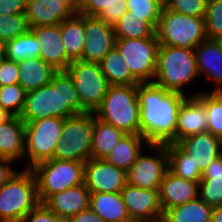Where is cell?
Returning a JSON list of instances; mask_svg holds the SVG:
<instances>
[{
	"instance_id": "cell-22",
	"label": "cell",
	"mask_w": 222,
	"mask_h": 222,
	"mask_svg": "<svg viewBox=\"0 0 222 222\" xmlns=\"http://www.w3.org/2000/svg\"><path fill=\"white\" fill-rule=\"evenodd\" d=\"M90 191L85 184L50 195L43 203L58 217H72L90 207Z\"/></svg>"
},
{
	"instance_id": "cell-33",
	"label": "cell",
	"mask_w": 222,
	"mask_h": 222,
	"mask_svg": "<svg viewBox=\"0 0 222 222\" xmlns=\"http://www.w3.org/2000/svg\"><path fill=\"white\" fill-rule=\"evenodd\" d=\"M155 31L144 17L132 16L129 12L114 25L116 39L157 38Z\"/></svg>"
},
{
	"instance_id": "cell-40",
	"label": "cell",
	"mask_w": 222,
	"mask_h": 222,
	"mask_svg": "<svg viewBox=\"0 0 222 222\" xmlns=\"http://www.w3.org/2000/svg\"><path fill=\"white\" fill-rule=\"evenodd\" d=\"M198 196L212 208L222 205V177L201 179Z\"/></svg>"
},
{
	"instance_id": "cell-27",
	"label": "cell",
	"mask_w": 222,
	"mask_h": 222,
	"mask_svg": "<svg viewBox=\"0 0 222 222\" xmlns=\"http://www.w3.org/2000/svg\"><path fill=\"white\" fill-rule=\"evenodd\" d=\"M60 30L67 57L71 61L80 60L86 40L84 15L74 13L60 23Z\"/></svg>"
},
{
	"instance_id": "cell-51",
	"label": "cell",
	"mask_w": 222,
	"mask_h": 222,
	"mask_svg": "<svg viewBox=\"0 0 222 222\" xmlns=\"http://www.w3.org/2000/svg\"><path fill=\"white\" fill-rule=\"evenodd\" d=\"M5 58L4 42L0 41V62Z\"/></svg>"
},
{
	"instance_id": "cell-35",
	"label": "cell",
	"mask_w": 222,
	"mask_h": 222,
	"mask_svg": "<svg viewBox=\"0 0 222 222\" xmlns=\"http://www.w3.org/2000/svg\"><path fill=\"white\" fill-rule=\"evenodd\" d=\"M4 49L5 58L15 62L40 57V47L31 31L5 42Z\"/></svg>"
},
{
	"instance_id": "cell-14",
	"label": "cell",
	"mask_w": 222,
	"mask_h": 222,
	"mask_svg": "<svg viewBox=\"0 0 222 222\" xmlns=\"http://www.w3.org/2000/svg\"><path fill=\"white\" fill-rule=\"evenodd\" d=\"M120 194L133 222H161L163 211L158 189H144L127 183Z\"/></svg>"
},
{
	"instance_id": "cell-46",
	"label": "cell",
	"mask_w": 222,
	"mask_h": 222,
	"mask_svg": "<svg viewBox=\"0 0 222 222\" xmlns=\"http://www.w3.org/2000/svg\"><path fill=\"white\" fill-rule=\"evenodd\" d=\"M212 177H222V154L210 163L202 173L201 179H211Z\"/></svg>"
},
{
	"instance_id": "cell-42",
	"label": "cell",
	"mask_w": 222,
	"mask_h": 222,
	"mask_svg": "<svg viewBox=\"0 0 222 222\" xmlns=\"http://www.w3.org/2000/svg\"><path fill=\"white\" fill-rule=\"evenodd\" d=\"M19 84L18 62L4 58L0 62V87Z\"/></svg>"
},
{
	"instance_id": "cell-32",
	"label": "cell",
	"mask_w": 222,
	"mask_h": 222,
	"mask_svg": "<svg viewBox=\"0 0 222 222\" xmlns=\"http://www.w3.org/2000/svg\"><path fill=\"white\" fill-rule=\"evenodd\" d=\"M168 152V168L177 177L192 182H199L202 173L197 168L193 153L183 152L175 143L165 144Z\"/></svg>"
},
{
	"instance_id": "cell-16",
	"label": "cell",
	"mask_w": 222,
	"mask_h": 222,
	"mask_svg": "<svg viewBox=\"0 0 222 222\" xmlns=\"http://www.w3.org/2000/svg\"><path fill=\"white\" fill-rule=\"evenodd\" d=\"M40 47V58L55 70H67L71 60L67 57L61 37L60 24L30 28Z\"/></svg>"
},
{
	"instance_id": "cell-50",
	"label": "cell",
	"mask_w": 222,
	"mask_h": 222,
	"mask_svg": "<svg viewBox=\"0 0 222 222\" xmlns=\"http://www.w3.org/2000/svg\"><path fill=\"white\" fill-rule=\"evenodd\" d=\"M12 117L13 115H11L7 110H4L0 107V124L7 122Z\"/></svg>"
},
{
	"instance_id": "cell-45",
	"label": "cell",
	"mask_w": 222,
	"mask_h": 222,
	"mask_svg": "<svg viewBox=\"0 0 222 222\" xmlns=\"http://www.w3.org/2000/svg\"><path fill=\"white\" fill-rule=\"evenodd\" d=\"M14 161L0 157V188L18 171Z\"/></svg>"
},
{
	"instance_id": "cell-31",
	"label": "cell",
	"mask_w": 222,
	"mask_h": 222,
	"mask_svg": "<svg viewBox=\"0 0 222 222\" xmlns=\"http://www.w3.org/2000/svg\"><path fill=\"white\" fill-rule=\"evenodd\" d=\"M100 66L109 85H138L140 83L131 74L116 46L102 59Z\"/></svg>"
},
{
	"instance_id": "cell-9",
	"label": "cell",
	"mask_w": 222,
	"mask_h": 222,
	"mask_svg": "<svg viewBox=\"0 0 222 222\" xmlns=\"http://www.w3.org/2000/svg\"><path fill=\"white\" fill-rule=\"evenodd\" d=\"M64 120L59 117H48L37 121L24 122V169H31L40 162L53 159L56 145L61 138Z\"/></svg>"
},
{
	"instance_id": "cell-43",
	"label": "cell",
	"mask_w": 222,
	"mask_h": 222,
	"mask_svg": "<svg viewBox=\"0 0 222 222\" xmlns=\"http://www.w3.org/2000/svg\"><path fill=\"white\" fill-rule=\"evenodd\" d=\"M56 217L44 203H39L20 222H53Z\"/></svg>"
},
{
	"instance_id": "cell-36",
	"label": "cell",
	"mask_w": 222,
	"mask_h": 222,
	"mask_svg": "<svg viewBox=\"0 0 222 222\" xmlns=\"http://www.w3.org/2000/svg\"><path fill=\"white\" fill-rule=\"evenodd\" d=\"M30 31L25 13L0 15V41L7 42Z\"/></svg>"
},
{
	"instance_id": "cell-38",
	"label": "cell",
	"mask_w": 222,
	"mask_h": 222,
	"mask_svg": "<svg viewBox=\"0 0 222 222\" xmlns=\"http://www.w3.org/2000/svg\"><path fill=\"white\" fill-rule=\"evenodd\" d=\"M127 12L132 16L144 17L155 30L157 28L159 18L163 7L154 0H126Z\"/></svg>"
},
{
	"instance_id": "cell-18",
	"label": "cell",
	"mask_w": 222,
	"mask_h": 222,
	"mask_svg": "<svg viewBox=\"0 0 222 222\" xmlns=\"http://www.w3.org/2000/svg\"><path fill=\"white\" fill-rule=\"evenodd\" d=\"M199 182L177 177L167 171L159 185V201L163 213L172 207L185 204L198 197Z\"/></svg>"
},
{
	"instance_id": "cell-21",
	"label": "cell",
	"mask_w": 222,
	"mask_h": 222,
	"mask_svg": "<svg viewBox=\"0 0 222 222\" xmlns=\"http://www.w3.org/2000/svg\"><path fill=\"white\" fill-rule=\"evenodd\" d=\"M74 13L60 0H27L25 9L30 28L60 24Z\"/></svg>"
},
{
	"instance_id": "cell-19",
	"label": "cell",
	"mask_w": 222,
	"mask_h": 222,
	"mask_svg": "<svg viewBox=\"0 0 222 222\" xmlns=\"http://www.w3.org/2000/svg\"><path fill=\"white\" fill-rule=\"evenodd\" d=\"M176 145L185 153H193L201 173L222 154V139L205 131L179 140Z\"/></svg>"
},
{
	"instance_id": "cell-17",
	"label": "cell",
	"mask_w": 222,
	"mask_h": 222,
	"mask_svg": "<svg viewBox=\"0 0 222 222\" xmlns=\"http://www.w3.org/2000/svg\"><path fill=\"white\" fill-rule=\"evenodd\" d=\"M199 77L214 84L210 92H222V40L205 39L194 48Z\"/></svg>"
},
{
	"instance_id": "cell-10",
	"label": "cell",
	"mask_w": 222,
	"mask_h": 222,
	"mask_svg": "<svg viewBox=\"0 0 222 222\" xmlns=\"http://www.w3.org/2000/svg\"><path fill=\"white\" fill-rule=\"evenodd\" d=\"M67 71L72 76L81 106L87 112H95L109 87L100 63L76 60L71 62Z\"/></svg>"
},
{
	"instance_id": "cell-6",
	"label": "cell",
	"mask_w": 222,
	"mask_h": 222,
	"mask_svg": "<svg viewBox=\"0 0 222 222\" xmlns=\"http://www.w3.org/2000/svg\"><path fill=\"white\" fill-rule=\"evenodd\" d=\"M160 45L194 49L207 39L204 17H193L163 8L156 28Z\"/></svg>"
},
{
	"instance_id": "cell-49",
	"label": "cell",
	"mask_w": 222,
	"mask_h": 222,
	"mask_svg": "<svg viewBox=\"0 0 222 222\" xmlns=\"http://www.w3.org/2000/svg\"><path fill=\"white\" fill-rule=\"evenodd\" d=\"M69 6L75 13H79L82 0H60Z\"/></svg>"
},
{
	"instance_id": "cell-15",
	"label": "cell",
	"mask_w": 222,
	"mask_h": 222,
	"mask_svg": "<svg viewBox=\"0 0 222 222\" xmlns=\"http://www.w3.org/2000/svg\"><path fill=\"white\" fill-rule=\"evenodd\" d=\"M85 44L81 61L100 63L116 46L114 27L97 16L84 15Z\"/></svg>"
},
{
	"instance_id": "cell-24",
	"label": "cell",
	"mask_w": 222,
	"mask_h": 222,
	"mask_svg": "<svg viewBox=\"0 0 222 222\" xmlns=\"http://www.w3.org/2000/svg\"><path fill=\"white\" fill-rule=\"evenodd\" d=\"M18 68L19 85L26 92L49 84L54 73L57 71L40 57L19 61Z\"/></svg>"
},
{
	"instance_id": "cell-30",
	"label": "cell",
	"mask_w": 222,
	"mask_h": 222,
	"mask_svg": "<svg viewBox=\"0 0 222 222\" xmlns=\"http://www.w3.org/2000/svg\"><path fill=\"white\" fill-rule=\"evenodd\" d=\"M125 13L126 0H82L79 9V14L97 16L113 27Z\"/></svg>"
},
{
	"instance_id": "cell-12",
	"label": "cell",
	"mask_w": 222,
	"mask_h": 222,
	"mask_svg": "<svg viewBox=\"0 0 222 222\" xmlns=\"http://www.w3.org/2000/svg\"><path fill=\"white\" fill-rule=\"evenodd\" d=\"M146 149L150 154H144V149L138 155L133 166L127 171V183L144 189H158L169 170L167 147L165 144H149Z\"/></svg>"
},
{
	"instance_id": "cell-41",
	"label": "cell",
	"mask_w": 222,
	"mask_h": 222,
	"mask_svg": "<svg viewBox=\"0 0 222 222\" xmlns=\"http://www.w3.org/2000/svg\"><path fill=\"white\" fill-rule=\"evenodd\" d=\"M207 0H170L167 8L174 12L193 17H204Z\"/></svg>"
},
{
	"instance_id": "cell-11",
	"label": "cell",
	"mask_w": 222,
	"mask_h": 222,
	"mask_svg": "<svg viewBox=\"0 0 222 222\" xmlns=\"http://www.w3.org/2000/svg\"><path fill=\"white\" fill-rule=\"evenodd\" d=\"M157 38L116 39V47L140 83H152L157 67Z\"/></svg>"
},
{
	"instance_id": "cell-39",
	"label": "cell",
	"mask_w": 222,
	"mask_h": 222,
	"mask_svg": "<svg viewBox=\"0 0 222 222\" xmlns=\"http://www.w3.org/2000/svg\"><path fill=\"white\" fill-rule=\"evenodd\" d=\"M204 22L207 37L222 40V0H207Z\"/></svg>"
},
{
	"instance_id": "cell-5",
	"label": "cell",
	"mask_w": 222,
	"mask_h": 222,
	"mask_svg": "<svg viewBox=\"0 0 222 222\" xmlns=\"http://www.w3.org/2000/svg\"><path fill=\"white\" fill-rule=\"evenodd\" d=\"M39 203L34 172L19 169L0 188V222H20Z\"/></svg>"
},
{
	"instance_id": "cell-34",
	"label": "cell",
	"mask_w": 222,
	"mask_h": 222,
	"mask_svg": "<svg viewBox=\"0 0 222 222\" xmlns=\"http://www.w3.org/2000/svg\"><path fill=\"white\" fill-rule=\"evenodd\" d=\"M195 91L196 96L207 111V131L222 139V92Z\"/></svg>"
},
{
	"instance_id": "cell-23",
	"label": "cell",
	"mask_w": 222,
	"mask_h": 222,
	"mask_svg": "<svg viewBox=\"0 0 222 222\" xmlns=\"http://www.w3.org/2000/svg\"><path fill=\"white\" fill-rule=\"evenodd\" d=\"M0 157L25 161V123L19 116H13L0 124Z\"/></svg>"
},
{
	"instance_id": "cell-4",
	"label": "cell",
	"mask_w": 222,
	"mask_h": 222,
	"mask_svg": "<svg viewBox=\"0 0 222 222\" xmlns=\"http://www.w3.org/2000/svg\"><path fill=\"white\" fill-rule=\"evenodd\" d=\"M138 85H109L94 115L125 134H140Z\"/></svg>"
},
{
	"instance_id": "cell-7",
	"label": "cell",
	"mask_w": 222,
	"mask_h": 222,
	"mask_svg": "<svg viewBox=\"0 0 222 222\" xmlns=\"http://www.w3.org/2000/svg\"><path fill=\"white\" fill-rule=\"evenodd\" d=\"M84 164L72 160L50 159L32 167L40 203L50 195L83 184Z\"/></svg>"
},
{
	"instance_id": "cell-3",
	"label": "cell",
	"mask_w": 222,
	"mask_h": 222,
	"mask_svg": "<svg viewBox=\"0 0 222 222\" xmlns=\"http://www.w3.org/2000/svg\"><path fill=\"white\" fill-rule=\"evenodd\" d=\"M199 78L194 49L159 45L154 84L168 91L192 96L184 89L188 90Z\"/></svg>"
},
{
	"instance_id": "cell-1",
	"label": "cell",
	"mask_w": 222,
	"mask_h": 222,
	"mask_svg": "<svg viewBox=\"0 0 222 222\" xmlns=\"http://www.w3.org/2000/svg\"><path fill=\"white\" fill-rule=\"evenodd\" d=\"M140 135L149 144L175 143L178 111L188 95L152 83L138 84Z\"/></svg>"
},
{
	"instance_id": "cell-20",
	"label": "cell",
	"mask_w": 222,
	"mask_h": 222,
	"mask_svg": "<svg viewBox=\"0 0 222 222\" xmlns=\"http://www.w3.org/2000/svg\"><path fill=\"white\" fill-rule=\"evenodd\" d=\"M207 111L196 96H188L178 111L175 144L188 136L207 131Z\"/></svg>"
},
{
	"instance_id": "cell-26",
	"label": "cell",
	"mask_w": 222,
	"mask_h": 222,
	"mask_svg": "<svg viewBox=\"0 0 222 222\" xmlns=\"http://www.w3.org/2000/svg\"><path fill=\"white\" fill-rule=\"evenodd\" d=\"M148 145L149 143L140 134H126L113 147L105 160L127 172Z\"/></svg>"
},
{
	"instance_id": "cell-25",
	"label": "cell",
	"mask_w": 222,
	"mask_h": 222,
	"mask_svg": "<svg viewBox=\"0 0 222 222\" xmlns=\"http://www.w3.org/2000/svg\"><path fill=\"white\" fill-rule=\"evenodd\" d=\"M90 208L106 222H133L120 193H91Z\"/></svg>"
},
{
	"instance_id": "cell-44",
	"label": "cell",
	"mask_w": 222,
	"mask_h": 222,
	"mask_svg": "<svg viewBox=\"0 0 222 222\" xmlns=\"http://www.w3.org/2000/svg\"><path fill=\"white\" fill-rule=\"evenodd\" d=\"M27 0H0V15L25 13Z\"/></svg>"
},
{
	"instance_id": "cell-2",
	"label": "cell",
	"mask_w": 222,
	"mask_h": 222,
	"mask_svg": "<svg viewBox=\"0 0 222 222\" xmlns=\"http://www.w3.org/2000/svg\"><path fill=\"white\" fill-rule=\"evenodd\" d=\"M87 111L81 106L72 76L67 70L56 71L49 84L28 91L20 118L24 122L48 117L66 119Z\"/></svg>"
},
{
	"instance_id": "cell-48",
	"label": "cell",
	"mask_w": 222,
	"mask_h": 222,
	"mask_svg": "<svg viewBox=\"0 0 222 222\" xmlns=\"http://www.w3.org/2000/svg\"><path fill=\"white\" fill-rule=\"evenodd\" d=\"M211 222H222V205L212 208Z\"/></svg>"
},
{
	"instance_id": "cell-13",
	"label": "cell",
	"mask_w": 222,
	"mask_h": 222,
	"mask_svg": "<svg viewBox=\"0 0 222 222\" xmlns=\"http://www.w3.org/2000/svg\"><path fill=\"white\" fill-rule=\"evenodd\" d=\"M84 184L90 193H120L127 172L105 159L90 158L84 164Z\"/></svg>"
},
{
	"instance_id": "cell-28",
	"label": "cell",
	"mask_w": 222,
	"mask_h": 222,
	"mask_svg": "<svg viewBox=\"0 0 222 222\" xmlns=\"http://www.w3.org/2000/svg\"><path fill=\"white\" fill-rule=\"evenodd\" d=\"M125 135L122 130L95 117L93 112L91 158L105 159L113 147Z\"/></svg>"
},
{
	"instance_id": "cell-29",
	"label": "cell",
	"mask_w": 222,
	"mask_h": 222,
	"mask_svg": "<svg viewBox=\"0 0 222 222\" xmlns=\"http://www.w3.org/2000/svg\"><path fill=\"white\" fill-rule=\"evenodd\" d=\"M212 207L199 196L185 204L167 209L161 222H211Z\"/></svg>"
},
{
	"instance_id": "cell-53",
	"label": "cell",
	"mask_w": 222,
	"mask_h": 222,
	"mask_svg": "<svg viewBox=\"0 0 222 222\" xmlns=\"http://www.w3.org/2000/svg\"><path fill=\"white\" fill-rule=\"evenodd\" d=\"M158 4H160L163 8H166L170 0H154Z\"/></svg>"
},
{
	"instance_id": "cell-47",
	"label": "cell",
	"mask_w": 222,
	"mask_h": 222,
	"mask_svg": "<svg viewBox=\"0 0 222 222\" xmlns=\"http://www.w3.org/2000/svg\"><path fill=\"white\" fill-rule=\"evenodd\" d=\"M71 222H106L90 207L70 217Z\"/></svg>"
},
{
	"instance_id": "cell-8",
	"label": "cell",
	"mask_w": 222,
	"mask_h": 222,
	"mask_svg": "<svg viewBox=\"0 0 222 222\" xmlns=\"http://www.w3.org/2000/svg\"><path fill=\"white\" fill-rule=\"evenodd\" d=\"M92 136L93 112L66 118L53 159L85 163L91 158Z\"/></svg>"
},
{
	"instance_id": "cell-37",
	"label": "cell",
	"mask_w": 222,
	"mask_h": 222,
	"mask_svg": "<svg viewBox=\"0 0 222 222\" xmlns=\"http://www.w3.org/2000/svg\"><path fill=\"white\" fill-rule=\"evenodd\" d=\"M27 92L19 85L13 84L0 87V107L13 116L21 115Z\"/></svg>"
},
{
	"instance_id": "cell-52",
	"label": "cell",
	"mask_w": 222,
	"mask_h": 222,
	"mask_svg": "<svg viewBox=\"0 0 222 222\" xmlns=\"http://www.w3.org/2000/svg\"><path fill=\"white\" fill-rule=\"evenodd\" d=\"M53 222H71L69 217H56Z\"/></svg>"
}]
</instances>
